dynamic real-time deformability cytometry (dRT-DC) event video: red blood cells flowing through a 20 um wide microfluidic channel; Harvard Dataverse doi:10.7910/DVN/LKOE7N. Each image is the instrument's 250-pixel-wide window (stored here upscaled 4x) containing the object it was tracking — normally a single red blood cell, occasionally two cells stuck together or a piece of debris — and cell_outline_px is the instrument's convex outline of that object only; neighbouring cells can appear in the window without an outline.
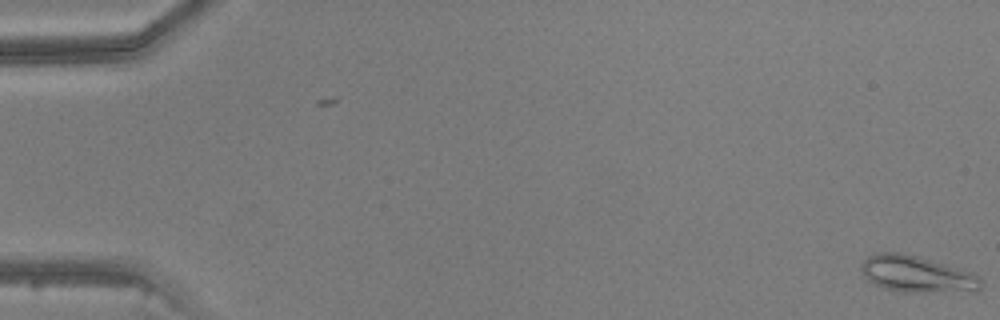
{"species": "common noctule bat (a hibernating species)", "species_latin": "Nyctalus noctula", "temperature_condition": "warm", "stored_images_in_passage": 4, "camera_frame_rate_fps": 3000, "um_per_image_px": 0.085, "animal": {"sex": "male", "body_mass_g": 20.5, "forearm_length_mm": 52.5}, "frame": {"image": 1, "passage_image": 4, "time_ms": 1.0, "image_size_px": [1000, 320], "cell_outline_px": [[980, 288], [976, 292], [900, 292], [884, 288], [868, 280], [864, 276], [860, 268], [860, 264], [868, 256], [876, 252], [900, 252], [916, 256], [972, 272], [980, 276]], "centroid_in_image_um": [77.92, 23.31], "position_along_channel_um": 7.1, "area_um2": 25.55}}